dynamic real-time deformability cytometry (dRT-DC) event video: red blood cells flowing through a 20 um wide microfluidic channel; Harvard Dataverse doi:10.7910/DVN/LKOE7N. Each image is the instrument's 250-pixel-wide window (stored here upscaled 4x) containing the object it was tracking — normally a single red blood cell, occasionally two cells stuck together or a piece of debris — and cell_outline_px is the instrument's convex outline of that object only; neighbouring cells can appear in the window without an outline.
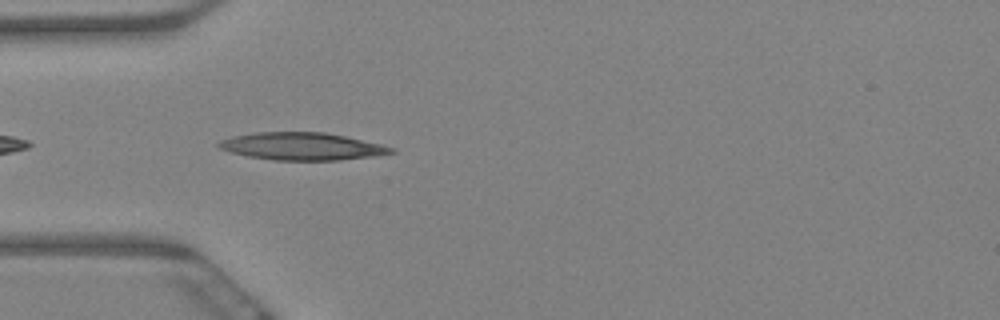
{"species": "Egyptian fruit bat (a non-hibernating species)", "species_latin": "Rousettus aegyptiacus", "temperature_condition": "warm", "stored_images_in_passage": 6, "camera_frame_rate_fps": 3000, "um_per_image_px": 0.085, "animal": {"sex": "female"}, "frame": {"image": 1, "passage_image": 3, "time_ms": 0.667, "image_size_px": [1000, 320], "cell_outline_px": [[396, 152], [372, 156], [340, 160], [276, 160], [248, 156], [232, 152], [220, 148], [216, 144], [220, 140], [232, 136], [252, 132], [324, 132], [344, 136], [380, 144], [396, 148]], "centroid_in_image_um": [25.65, 12.43], "position_along_channel_um": 59.3, "area_um2": 27.46}}